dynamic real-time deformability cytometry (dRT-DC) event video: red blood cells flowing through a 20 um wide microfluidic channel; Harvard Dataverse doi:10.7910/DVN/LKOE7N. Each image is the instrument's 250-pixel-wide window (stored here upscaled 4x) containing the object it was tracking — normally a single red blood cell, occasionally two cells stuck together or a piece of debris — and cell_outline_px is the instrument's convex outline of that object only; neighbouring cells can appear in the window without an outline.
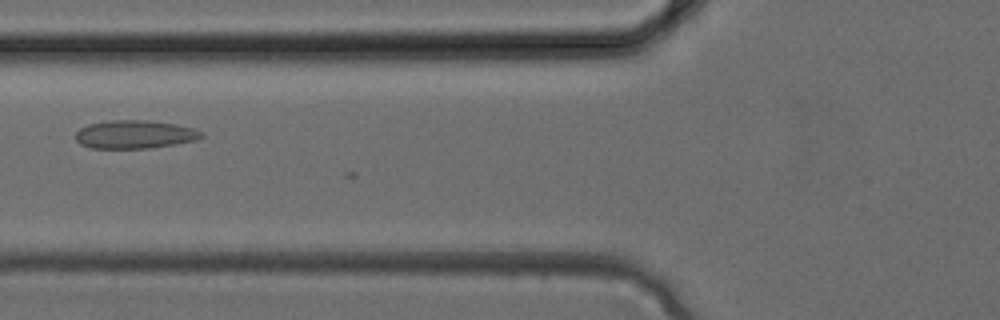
{"species": "common noctule bat (a hibernating species)", "species_latin": "Nyctalus noctula", "temperature_condition": "cold", "stored_images_in_passage": 4, "camera_frame_rate_fps": 3000, "um_per_image_px": 0.085, "animal": {"sex": "female", "body_mass_g": 24.6, "forearm_length_mm": 56.2}, "frame": {"image": 1, "passage_image": 4, "time_ms": 1.0, "image_size_px": [1000, 320], "cell_outline_px": [[204, 136], [196, 140], [176, 144], [148, 148], [88, 148], [80, 144], [76, 140], [76, 132], [80, 128], [88, 124], [108, 120], [148, 120], [176, 124], [196, 128], [204, 132]], "centroid_in_image_um": [11.48, 11.42], "position_along_channel_um": 114.3, "area_um2": 20.98}}